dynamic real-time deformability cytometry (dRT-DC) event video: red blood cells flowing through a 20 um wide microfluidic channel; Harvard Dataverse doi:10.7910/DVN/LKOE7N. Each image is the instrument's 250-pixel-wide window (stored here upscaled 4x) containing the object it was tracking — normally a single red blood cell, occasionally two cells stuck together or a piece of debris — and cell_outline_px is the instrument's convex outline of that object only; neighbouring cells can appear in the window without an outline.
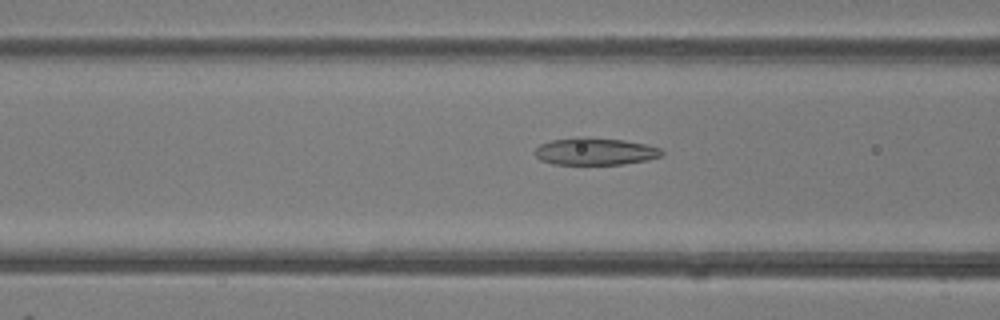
{"species": "common noctule bat (a hibernating species)", "species_latin": "Nyctalus noctula", "temperature_condition": "room temperature", "stored_images_in_passage": 48, "camera_frame_rate_fps": 3000, "um_per_image_px": 0.085, "animal": {"sex": "female"}, "frame": {"image": 1, "passage_image": 19, "time_ms": 6.0, "image_size_px": [1000, 320], "cell_outline_px": [[664, 152], [660, 156], [648, 160], [624, 164], [552, 164], [540, 160], [536, 156], [536, 148], [540, 144], [552, 140], [576, 136], [584, 136], [624, 140], [644, 144], [660, 148]], "centroid_in_image_um": [50.57, 12.86], "position_along_channel_um": 116.0, "area_um2": 20.23}}
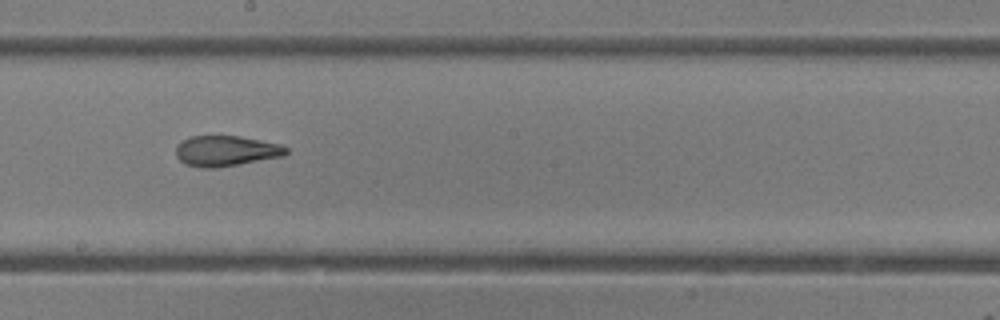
{"frame": {"image": 2, "passage_image": 27, "time_ms": 8.667, "image_size_px": [1000, 320], "cell_outline_px": [[288, 152], [284, 156], [240, 164], [216, 168], [200, 168], [184, 164], [176, 156], [176, 144], [180, 140], [192, 136], [240, 136], [280, 144], [288, 148]], "centroid_in_image_um": [19.18, 12.83], "position_along_channel_um": 229.0, "area_um2": 19.83}}
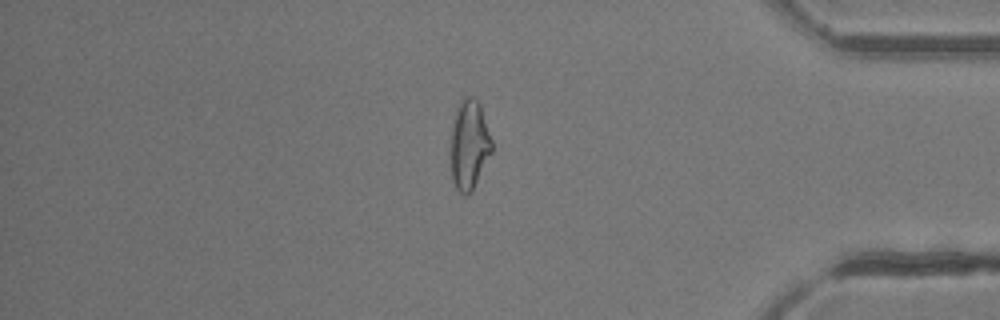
{"frame": {"image": 3, "passage_image": 41, "time_ms": 13.333, "image_size_px": [1000, 320], "cell_outline_px": [[492, 152], [472, 192], [468, 196], [464, 196], [456, 188], [452, 180], [448, 152], [448, 148], [452, 124], [460, 100], [468, 96], [472, 96], [480, 104], [492, 140]], "centroid_in_image_um": [39.84, 12.36], "position_along_channel_um": 395.4, "area_um2": 22.14}, "authors_computed_cell_mechanics": {"area_um2": 21.7906, "velocity_mm_per_s": 4.2206, "shape_relaxation_time_tau1_ms": null, "shape_relaxation_time_tau2_ms": 2.0576, "deformation_change_tau1": null, "deformation_change_tau2": 0.1027}}